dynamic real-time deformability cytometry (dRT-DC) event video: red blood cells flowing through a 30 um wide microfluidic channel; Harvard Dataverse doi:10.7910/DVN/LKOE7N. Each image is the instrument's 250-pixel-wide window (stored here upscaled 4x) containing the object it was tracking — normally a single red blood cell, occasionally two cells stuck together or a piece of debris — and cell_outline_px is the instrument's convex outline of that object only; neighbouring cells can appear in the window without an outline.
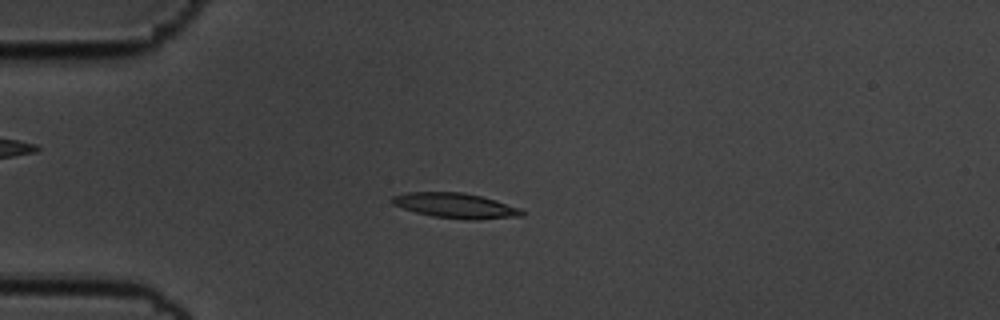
{"species": "common noctule bat (a hibernating species)", "species_latin": "Nyctalus noctula", "temperature_condition": "cold", "stored_images_in_passage": 56, "camera_frame_rate_fps": 3000, "um_per_image_px": 0.085, "animal": {"sex": "male", "body_mass_g": 19.5, "forearm_length_mm": 54.6}, "frame": {"image": 1, "passage_image": 14, "time_ms": 4.333, "image_size_px": [1000, 320], "cell_outline_px": [[524, 216], [476, 220], [468, 220], [432, 216], [416, 212], [392, 204], [388, 200], [392, 196], [408, 192], [464, 192], [496, 200], [520, 208], [524, 212]], "centroid_in_image_um": [38.72, 17.48], "position_along_channel_um": 46.3, "area_um2": 19.07}}
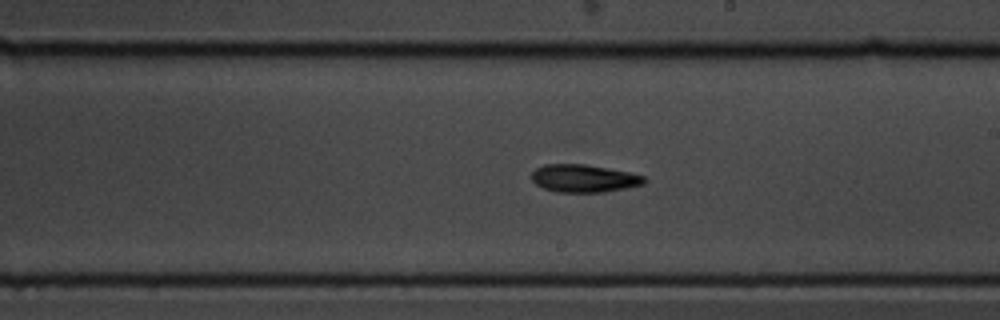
{"frame": {"image": 2, "passage_image": 32, "time_ms": 10.333, "image_size_px": [1000, 320], "cell_outline_px": [[648, 180], [644, 184], [604, 192], [556, 192], [544, 188], [536, 184], [532, 180], [532, 172], [536, 168], [544, 164], [584, 164], [632, 172], [644, 176]], "centroid_in_image_um": [49.65, 15.16], "position_along_channel_um": 239.3, "area_um2": 18.26}}
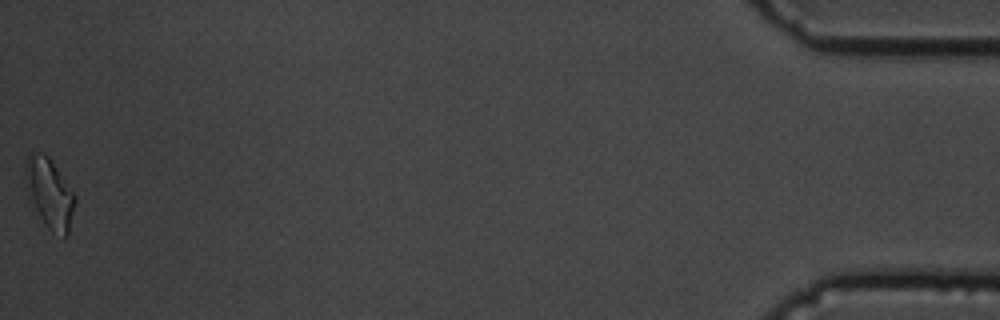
{"frame": {"image": 3, "passage_image": 56, "time_ms": 18.333, "image_size_px": [1000, 320], "cell_outline_px": [[76, 200], [68, 232], [64, 236], [52, 232], [44, 224], [28, 200], [24, 188], [24, 168], [28, 156], [32, 152], [40, 152], [48, 156], [76, 196]], "centroid_in_image_um": [4.15, 16.42], "position_along_channel_um": 431.1, "area_um2": 20.4}, "authors_computed_cell_mechanics": {"area_um2": 17.8891, "velocity_mm_per_s": 3.5338, "shape_relaxation_time_tau1_ms": 4.1219, "shape_relaxation_time_tau2_ms": null, "deformation_change_tau1": 0.1657, "deformation_change_tau2": null}}